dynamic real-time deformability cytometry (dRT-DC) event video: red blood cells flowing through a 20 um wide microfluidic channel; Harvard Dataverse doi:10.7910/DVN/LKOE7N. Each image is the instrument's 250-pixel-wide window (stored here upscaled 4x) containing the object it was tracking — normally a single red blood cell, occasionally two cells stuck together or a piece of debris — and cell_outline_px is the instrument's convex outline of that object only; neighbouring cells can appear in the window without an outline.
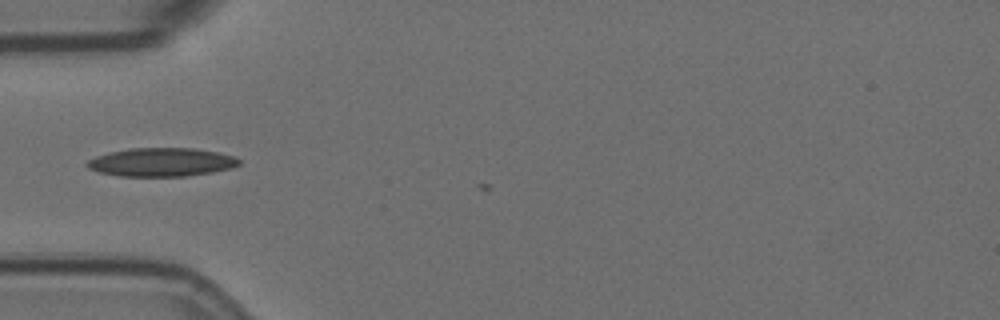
{"species": "Egyptian fruit bat (a non-hibernating species)", "species_latin": "Rousettus aegyptiacus", "temperature_condition": "room temperature", "stored_images_in_passage": 4, "camera_frame_rate_fps": 3000, "um_per_image_px": 0.085, "animal": {"sex": "female"}, "frame": {"image": 1, "passage_image": 3, "time_ms": 0.667, "image_size_px": [1000, 320], "cell_outline_px": [[240, 164], [232, 168], [212, 172], [188, 176], [120, 176], [100, 172], [88, 168], [84, 164], [88, 160], [96, 156], [108, 152], [132, 148], [192, 148], [220, 152], [236, 156], [240, 160]], "centroid_in_image_um": [13.75, 13.78], "position_along_channel_um": 71.2, "area_um2": 25.43}}